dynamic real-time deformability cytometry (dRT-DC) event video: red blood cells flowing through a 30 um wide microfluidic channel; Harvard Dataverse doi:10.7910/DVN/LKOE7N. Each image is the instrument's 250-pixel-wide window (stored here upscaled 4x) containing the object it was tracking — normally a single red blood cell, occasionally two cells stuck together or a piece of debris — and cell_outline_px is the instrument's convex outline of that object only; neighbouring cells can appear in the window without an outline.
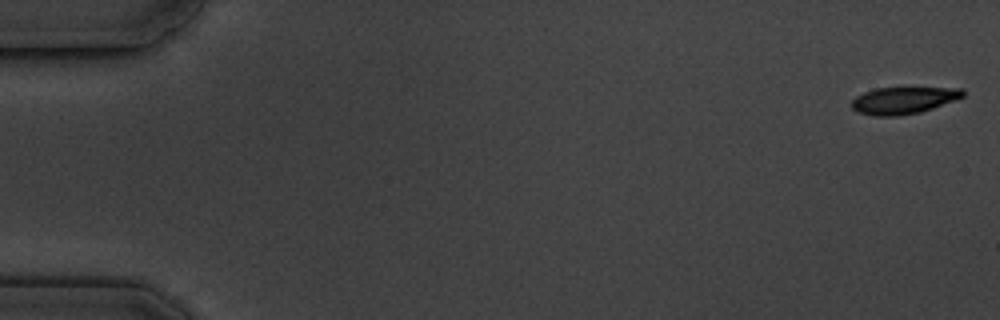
{"species": "common noctule bat (a hibernating species)", "species_latin": "Nyctalus noctula", "temperature_condition": "cold", "stored_images_in_passage": 7, "camera_frame_rate_fps": 3000, "um_per_image_px": 0.085, "animal": {"sex": "male", "body_mass_g": 19.5, "forearm_length_mm": 54.6}, "frame": {"image": 1, "passage_image": 1, "time_ms": 0.0, "image_size_px": [1000, 320], "cell_outline_px": [[964, 96], [956, 100], [920, 112], [896, 116], [872, 116], [860, 112], [852, 108], [852, 100], [856, 96], [864, 92], [876, 88], [904, 84], [964, 88]], "centroid_in_image_um": [76.86, 8.45], "position_along_channel_um": 8.1, "area_um2": 18.61}}
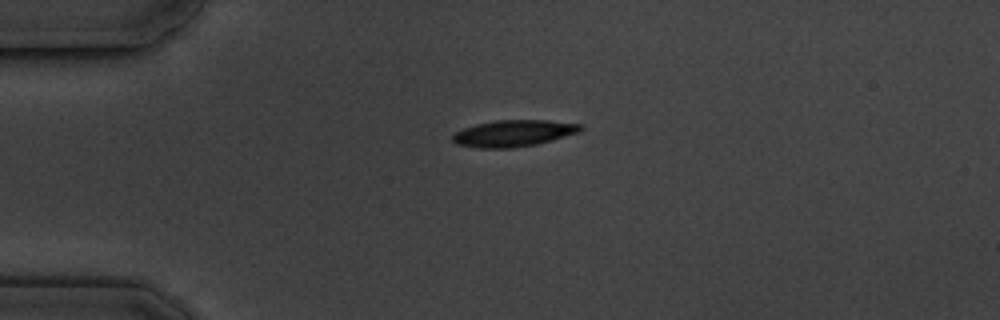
{"frame": {"image": 2, "passage_image": 5, "time_ms": 4.333, "image_size_px": [1000, 320], "cell_outline_px": [[584, 128], [580, 132], [552, 140], [536, 144], [512, 148], [476, 148], [456, 144], [452, 140], [452, 136], [456, 132], [464, 128], [476, 124], [496, 120], [548, 120], [584, 124]], "centroid_in_image_um": [43.68, 11.33], "position_along_channel_um": 41.3, "area_um2": 19.94}}